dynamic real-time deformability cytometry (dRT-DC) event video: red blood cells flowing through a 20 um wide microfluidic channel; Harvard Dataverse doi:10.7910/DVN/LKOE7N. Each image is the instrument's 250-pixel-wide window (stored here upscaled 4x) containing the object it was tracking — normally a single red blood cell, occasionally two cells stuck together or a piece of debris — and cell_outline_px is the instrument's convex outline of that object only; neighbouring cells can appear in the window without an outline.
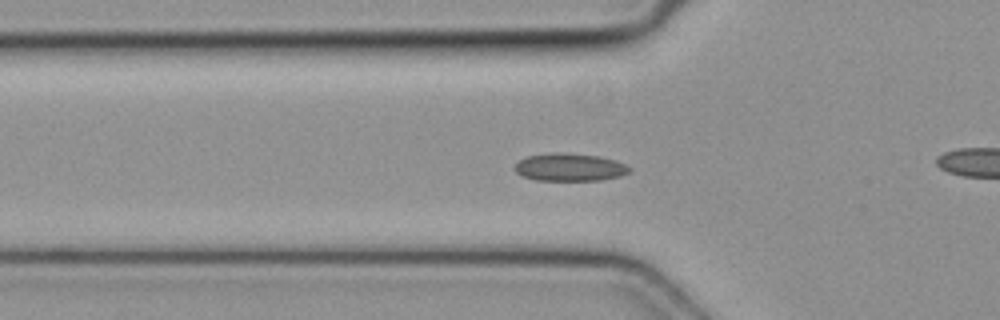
{"species": "common noctule bat (a hibernating species)", "species_latin": "Nyctalus noctula", "temperature_condition": "cold", "stored_images_in_passage": 45, "camera_frame_rate_fps": 3000, "um_per_image_px": 0.085, "animal": {"sex": "female", "body_mass_g": 19.3, "forearm_length_mm": 54.1}, "frame": {"image": 1, "passage_image": 12, "time_ms": 3.667, "image_size_px": [1000, 320], "cell_outline_px": [[632, 168], [628, 172], [620, 176], [600, 180], [536, 180], [524, 176], [516, 172], [512, 168], [520, 160], [528, 156], [552, 152], [560, 152], [600, 156], [616, 160]], "centroid_in_image_um": [48.42, 14.2], "position_along_channel_um": 77.4, "area_um2": 18.5}}
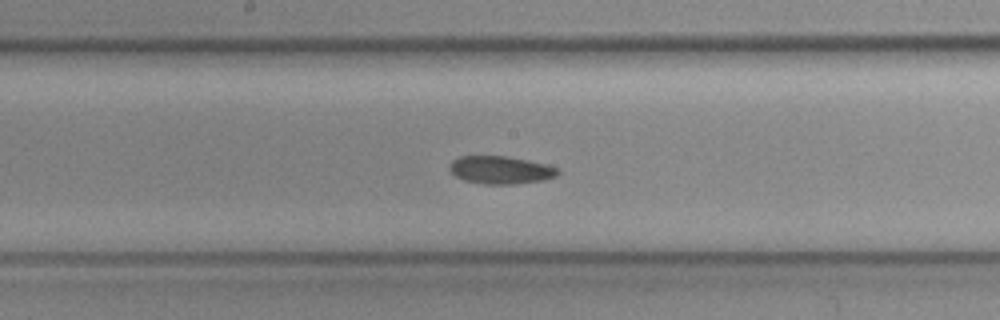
{"frame": {"image": 2, "passage_image": 21, "time_ms": 6.667, "image_size_px": [1000, 320], "cell_outline_px": [[560, 172], [556, 176], [544, 180], [512, 184], [484, 184], [464, 180], [456, 176], [448, 168], [452, 160], [460, 156], [504, 156], [528, 160], [548, 164], [560, 168]], "centroid_in_image_um": [42.58, 14.44], "position_along_channel_um": 205.6, "area_um2": 17.63}}
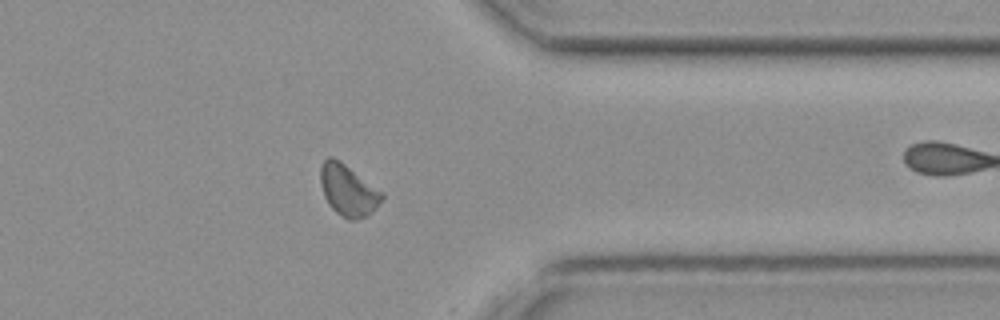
{"frame": {"image": 3, "passage_image": 34, "time_ms": 11.0, "image_size_px": [1000, 320], "cell_outline_px": [[384, 196], [372, 212], [356, 220], [348, 220], [336, 212], [328, 204], [324, 196], [320, 184], [320, 164], [328, 156], [332, 156], [340, 160], [384, 192]], "centroid_in_image_um": [29.57, 16.14], "position_along_channel_um": 381.8, "area_um2": 18.55}}